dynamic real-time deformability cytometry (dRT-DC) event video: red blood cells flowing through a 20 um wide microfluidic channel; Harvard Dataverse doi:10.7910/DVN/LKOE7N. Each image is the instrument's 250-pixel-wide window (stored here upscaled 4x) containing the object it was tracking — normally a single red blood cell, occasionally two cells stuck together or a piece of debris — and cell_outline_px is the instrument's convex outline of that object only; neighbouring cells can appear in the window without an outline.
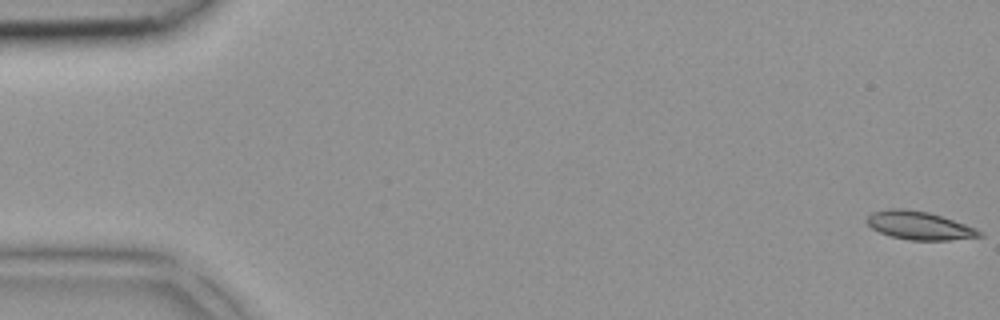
{"species": "common noctule bat (a hibernating species)", "species_latin": "Nyctalus noctula", "temperature_condition": "room temperature", "stored_images_in_passage": 44, "segment_of_instrument_passage": [1, 2], "camera_frame_rate_fps": 3000, "um_per_image_px": 0.085, "animal": {"sex": "female", "body_mass_g": 18.4}, "frame": {"image": 1, "passage_image": 1, "time_ms": 0.0, "image_size_px": [1000, 320], "cell_outline_px": [[984, 236], [948, 240], [908, 240], [892, 236], [880, 232], [872, 228], [868, 224], [868, 216], [872, 212], [888, 208], [904, 208], [928, 212], [976, 228], [984, 232]], "centroid_in_image_um": [78.15, 19.17], "position_along_channel_um": 6.8, "area_um2": 18.38}}
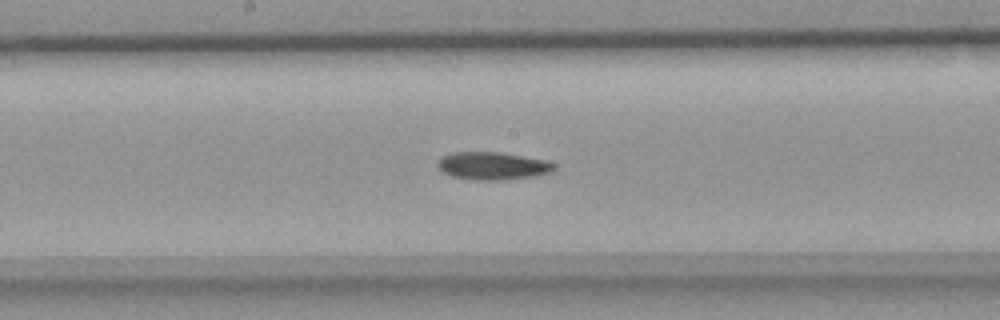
{"frame": {"image": 2, "passage_image": 23, "time_ms": 7.333, "image_size_px": [1000, 320], "cell_outline_px": [[556, 168], [552, 172], [536, 176], [504, 180], [476, 180], [452, 176], [444, 172], [436, 164], [444, 156], [452, 152], [500, 152], [548, 160], [556, 164]], "centroid_in_image_um": [41.95, 14.1], "position_along_channel_um": 206.2, "area_um2": 18.9}}
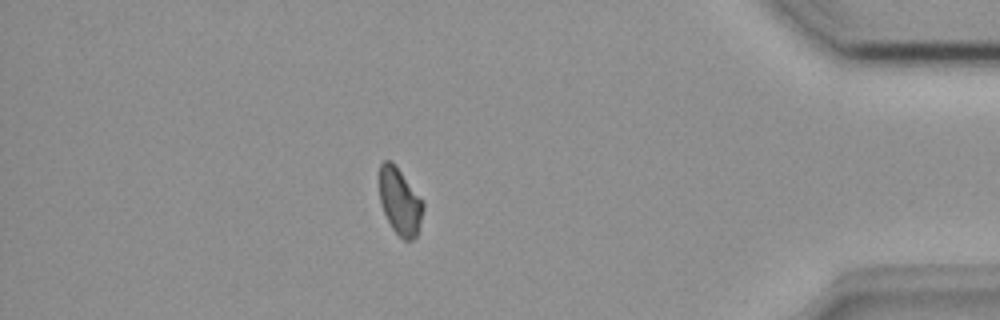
{"frame": {"image": 3, "passage_image": 38, "time_ms": 12.333, "image_size_px": [1000, 320], "cell_outline_px": [[424, 208], [416, 236], [412, 240], [404, 240], [392, 228], [380, 204], [380, 164], [384, 160], [392, 160], [424, 200]], "centroid_in_image_um": [34.0, 17.09], "position_along_channel_um": 401.2, "area_um2": 17.05}}